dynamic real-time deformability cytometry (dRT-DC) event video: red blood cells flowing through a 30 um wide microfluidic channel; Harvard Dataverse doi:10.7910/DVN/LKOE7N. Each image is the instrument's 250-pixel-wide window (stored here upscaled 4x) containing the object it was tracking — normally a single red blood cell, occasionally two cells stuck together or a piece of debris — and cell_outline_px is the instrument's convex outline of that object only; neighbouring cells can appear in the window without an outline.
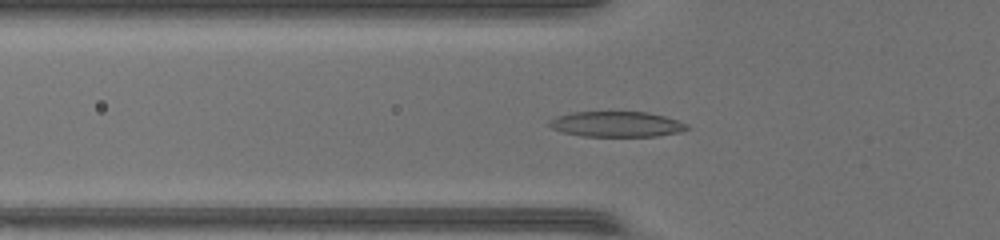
{"species": "common noctule bat (a hibernating species)", "species_latin": "Nyctalus noctula", "temperature_condition": "warm", "stored_images_in_passage": 35, "camera_frame_rate_fps": 3000, "um_per_image_px": 0.085, "animal": {"sex": "female", "body_mass_g": 17.0, "forearm_length_mm": 48.0}, "frame": {"image": 1, "passage_image": 4, "time_ms": 1.0, "image_size_px": [1000, 240], "cell_outline_px": [[692, 128], [680, 132], [656, 136], [584, 136], [564, 132], [552, 128], [548, 124], [548, 120], [556, 116], [572, 112], [648, 112], [664, 116], [688, 124]], "centroid_in_image_um": [52.42, 10.55], "position_along_channel_um": 73.4, "area_um2": 20.4}}
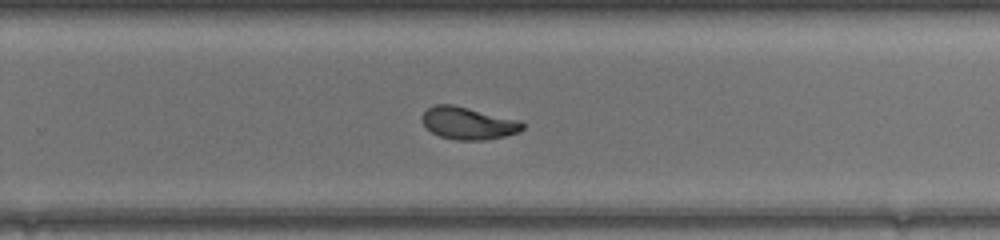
{"frame": {"image": 2, "passage_image": 19, "time_ms": 6.0, "image_size_px": [1000, 240], "cell_outline_px": [[524, 128], [520, 132], [504, 136], [484, 140], [456, 140], [440, 136], [432, 132], [424, 124], [420, 116], [428, 108], [436, 104], [452, 104], [520, 120], [524, 124]], "centroid_in_image_um": [39.81, 10.47], "position_along_channel_um": 290.0, "area_um2": 18.9}}
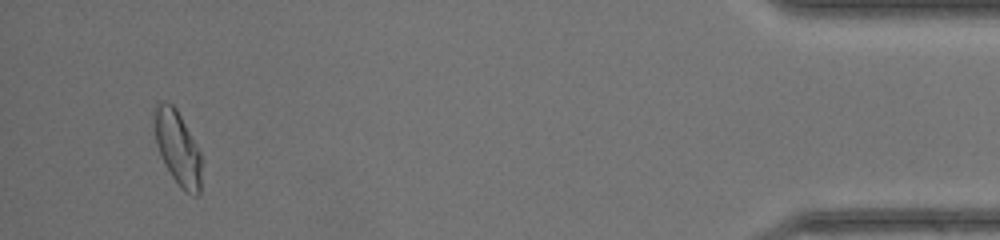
{"frame": {"image": 3, "passage_image": 33, "time_ms": 10.667, "image_size_px": [1000, 240], "cell_outline_px": [[200, 192], [196, 196], [192, 196], [184, 192], [180, 188], [164, 164], [156, 144], [152, 108], [156, 104], [172, 104], [176, 108], [196, 144], [200, 152]], "centroid_in_image_um": [15.07, 12.59], "position_along_channel_um": 420.1, "area_um2": 20.23}, "authors_computed_cell_mechanics": {"area_um2": 19.3052, "velocity_mm_per_s": 4.3289, "shape_relaxation_time_tau1_ms": 4.7954, "shape_relaxation_time_tau2_ms": 1.1093, "deformation_change_tau1": 0.1983, "deformation_change_tau2": 0.0698}}